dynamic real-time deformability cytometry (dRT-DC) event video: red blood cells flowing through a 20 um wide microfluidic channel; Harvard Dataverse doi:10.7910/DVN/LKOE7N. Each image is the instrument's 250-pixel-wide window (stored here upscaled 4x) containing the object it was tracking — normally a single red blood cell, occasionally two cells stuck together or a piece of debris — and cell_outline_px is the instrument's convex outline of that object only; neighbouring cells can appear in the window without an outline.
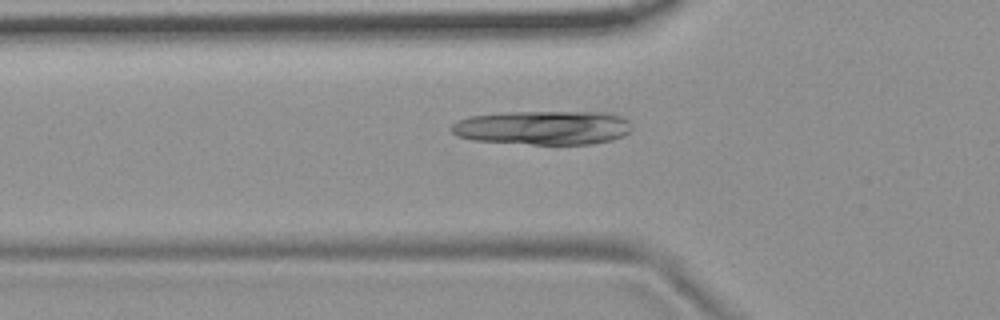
{"species": "common noctule bat (a hibernating species)", "species_latin": "Nyctalus noctula", "temperature_condition": "room temperature", "stored_images_in_passage": 48, "camera_frame_rate_fps": 3000, "um_per_image_px": 0.085, "animal": {"sex": "female", "body_mass_g": 19.9}, "frame": {"image": 1, "passage_image": 18, "time_ms": 5.667, "image_size_px": [1000, 320], "cell_outline_px": [[632, 128], [624, 136], [612, 140], [592, 144], [532, 144], [472, 140], [456, 136], [448, 128], [452, 124], [468, 116], [508, 112], [604, 112], [620, 116], [628, 120], [632, 124]], "centroid_in_image_um": [46.16, 10.85], "position_along_channel_um": 79.6, "area_um2": 36.01}}
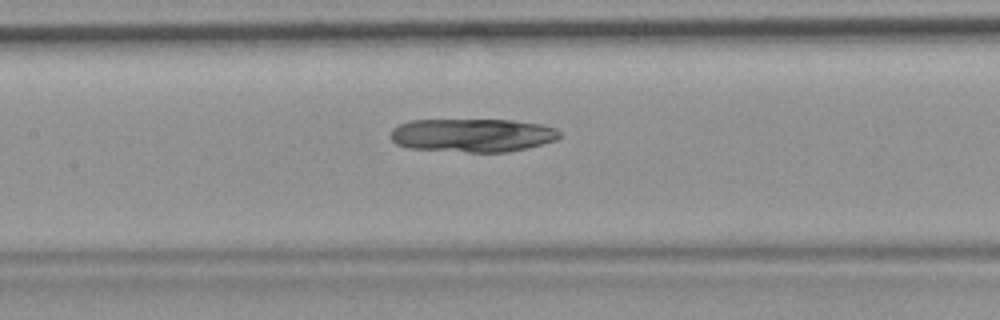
{"frame": {"image": 2, "passage_image": 25, "time_ms": 8.0, "image_size_px": [1000, 320], "cell_outline_px": [[560, 136], [556, 140], [528, 148], [508, 152], [468, 152], [408, 148], [396, 144], [392, 140], [392, 128], [400, 124], [412, 120], [512, 120], [540, 124], [556, 128], [560, 132]], "centroid_in_image_um": [40.18, 11.5], "position_along_channel_um": 167.2, "area_um2": 32.95}}
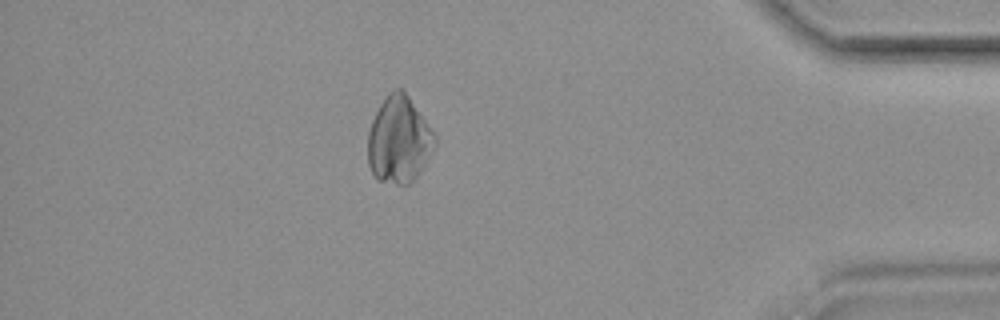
{"frame": {"image": 3, "passage_image": 47, "time_ms": 15.333, "image_size_px": [1000, 320], "cell_outline_px": [[436, 144], [424, 164], [416, 176], [408, 184], [396, 184], [376, 180], [368, 164], [368, 132], [372, 120], [380, 104], [388, 92], [396, 88], [400, 88], [408, 96], [436, 136]], "centroid_in_image_um": [33.88, 11.89], "position_along_channel_um": 401.3, "area_um2": 33.47}}